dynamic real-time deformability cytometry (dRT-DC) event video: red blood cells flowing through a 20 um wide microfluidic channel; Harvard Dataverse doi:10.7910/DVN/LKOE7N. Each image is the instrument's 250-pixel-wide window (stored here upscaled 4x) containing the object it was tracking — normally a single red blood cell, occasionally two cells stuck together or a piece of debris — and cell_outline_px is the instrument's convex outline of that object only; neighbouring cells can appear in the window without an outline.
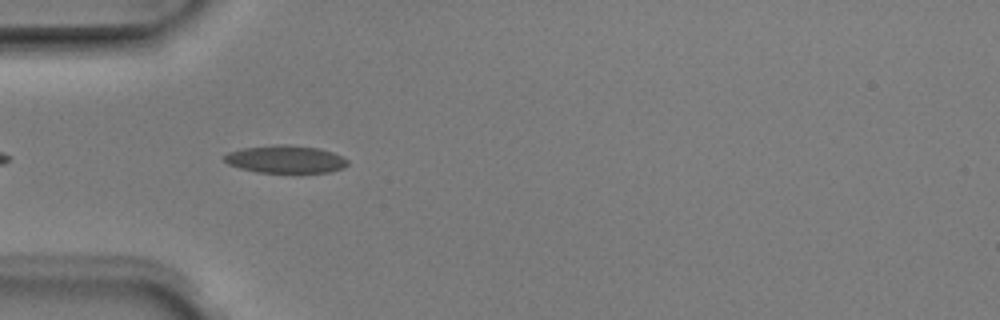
{"species": "Egyptian fruit bat (a non-hibernating species)", "species_latin": "Rousettus aegyptiacus", "temperature_condition": "room temperature", "stored_images_in_passage": 5, "camera_frame_rate_fps": 3000, "um_per_image_px": 0.085, "animal": {"sex": "male"}, "frame": {"image": 1, "passage_image": 4, "time_ms": 1.0, "image_size_px": [1000, 320], "cell_outline_px": [[348, 164], [344, 168], [328, 172], [256, 172], [240, 168], [228, 164], [224, 160], [224, 156], [228, 152], [244, 148], [276, 144], [288, 144], [320, 148], [332, 152], [348, 160]], "centroid_in_image_um": [24.27, 13.53], "position_along_channel_um": 60.7, "area_um2": 19.83}}
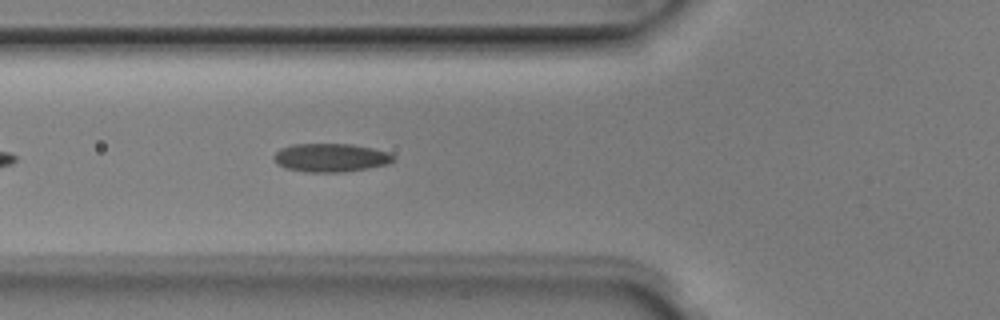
{"frame": {"image": 2, "passage_image": 5, "time_ms": 1.333, "image_size_px": [1000, 320], "cell_outline_px": [[396, 160], [388, 164], [368, 168], [344, 172], [304, 172], [284, 168], [276, 164], [272, 160], [272, 156], [280, 148], [292, 144], [352, 144], [372, 148], [388, 152], [396, 156]], "centroid_in_image_um": [28.08, 13.4], "position_along_channel_um": 97.7, "area_um2": 20.17}}